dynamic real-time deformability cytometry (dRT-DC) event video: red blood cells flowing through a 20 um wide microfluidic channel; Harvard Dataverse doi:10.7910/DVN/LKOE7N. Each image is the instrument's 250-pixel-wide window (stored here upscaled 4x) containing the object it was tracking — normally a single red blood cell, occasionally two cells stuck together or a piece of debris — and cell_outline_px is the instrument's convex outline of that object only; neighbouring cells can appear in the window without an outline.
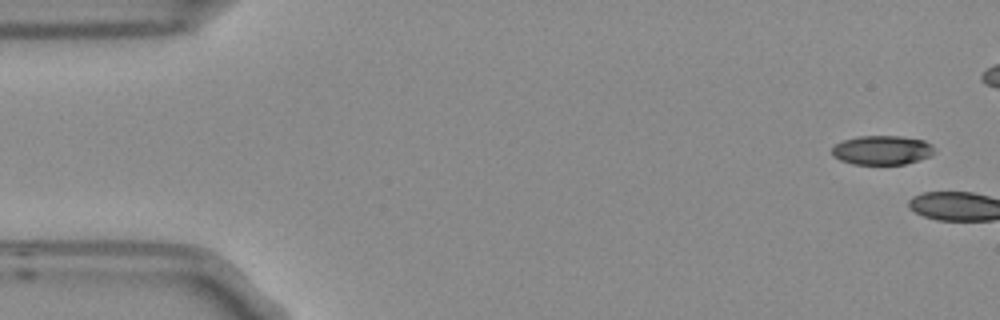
{"species": "Egyptian fruit bat (a non-hibernating species)", "species_latin": "Rousettus aegyptiacus", "temperature_condition": "room temperature", "stored_images_in_passage": 4, "camera_frame_rate_fps": 3000, "um_per_image_px": 0.085, "frame": {"image": 1, "passage_image": 1, "time_ms": 0.0, "image_size_px": [1000, 320], "cell_outline_px": [[932, 152], [928, 156], [904, 164], [852, 164], [840, 160], [832, 156], [832, 148], [836, 144], [844, 140], [860, 136], [900, 136], [924, 140], [932, 144]], "centroid_in_image_um": [74.92, 12.76], "position_along_channel_um": 10.1, "area_um2": 17.17}}